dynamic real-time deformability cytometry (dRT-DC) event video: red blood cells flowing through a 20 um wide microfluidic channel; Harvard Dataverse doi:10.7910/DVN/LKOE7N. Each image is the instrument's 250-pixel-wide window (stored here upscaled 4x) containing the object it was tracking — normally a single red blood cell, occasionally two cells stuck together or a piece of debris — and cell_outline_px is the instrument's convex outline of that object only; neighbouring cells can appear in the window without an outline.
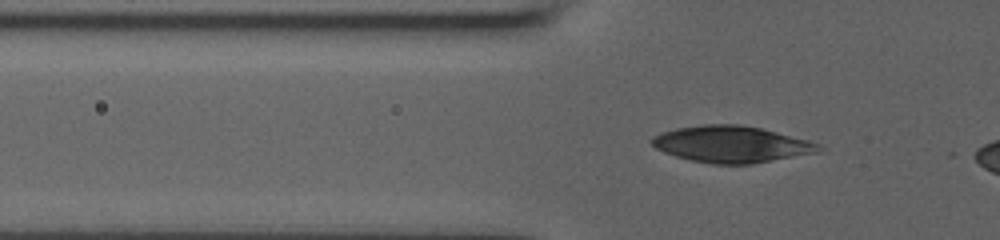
{"species": "human", "species_latin": "Homo sapiens", "temperature_condition": "room temperature", "stored_images_in_passage": 25, "camera_frame_rate_fps": 3000, "um_per_image_px": 0.085, "donor": {"sex": "male"}, "frame": {"image": 1, "passage_image": 2, "time_ms": 0.333, "image_size_px": [1000, 240], "cell_outline_px": [[824, 148], [816, 152], [752, 164], [712, 164], [692, 160], [676, 156], [664, 152], [656, 148], [652, 144], [652, 136], [676, 128], [704, 124], [740, 124], [760, 128], [808, 140], [820, 144]], "centroid_in_image_um": [62.16, 12.26], "position_along_channel_um": 63.6, "area_um2": 35.2}}
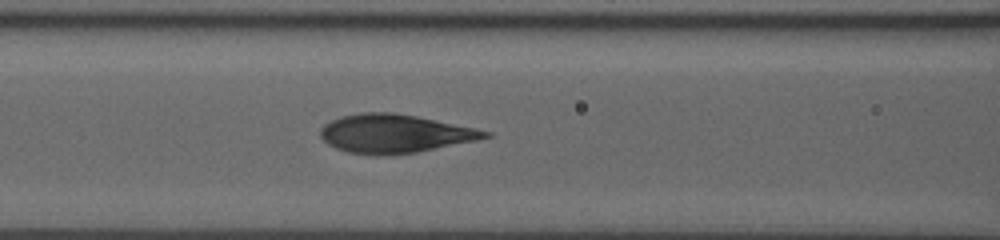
{"frame": {"image": 2, "passage_image": 15, "time_ms": 2.333, "image_size_px": [1000, 240], "cell_outline_px": [[492, 136], [476, 140], [416, 152], [384, 156], [376, 156], [348, 152], [336, 148], [328, 144], [320, 136], [320, 128], [324, 124], [332, 120], [344, 116], [364, 112], [392, 112], [416, 116], [492, 132]], "centroid_in_image_um": [33.51, 11.37], "position_along_channel_um": 133.1, "area_um2": 36.65}}
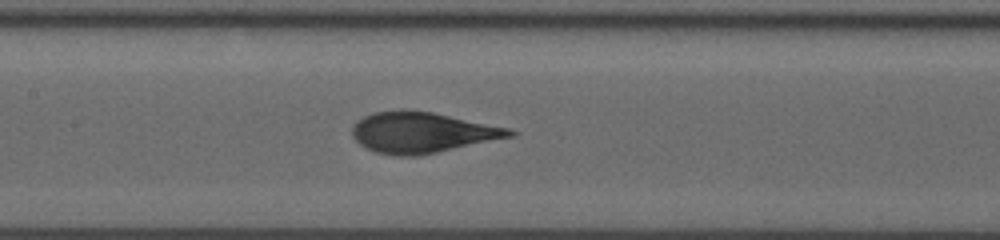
{"frame": {"image": 3, "passage_image": 22, "time_ms": 3.333, "image_size_px": [1000, 240], "cell_outline_px": [[516, 132], [512, 136], [436, 152], [416, 156], [392, 156], [376, 152], [364, 148], [352, 136], [352, 124], [356, 120], [372, 112], [432, 112], [508, 128]], "centroid_in_image_um": [35.8, 11.29], "position_along_channel_um": 171.6, "area_um2": 36.47}}